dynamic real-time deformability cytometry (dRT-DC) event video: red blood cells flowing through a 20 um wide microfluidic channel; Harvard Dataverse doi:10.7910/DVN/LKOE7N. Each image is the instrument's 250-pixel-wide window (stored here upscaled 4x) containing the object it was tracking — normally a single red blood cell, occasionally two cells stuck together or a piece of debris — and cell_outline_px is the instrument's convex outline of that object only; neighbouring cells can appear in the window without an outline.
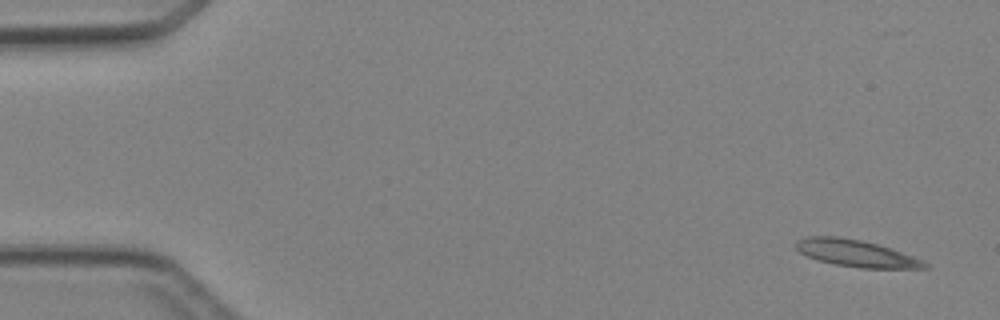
{"species": "Egyptian fruit bat (a non-hibernating species)", "species_latin": "Rousettus aegyptiacus", "temperature_condition": "cold", "stored_images_in_passage": 5, "camera_frame_rate_fps": 3000, "um_per_image_px": 0.085, "animal": {"sex": "female"}, "frame": {"image": 1, "passage_image": 1, "time_ms": 0.0, "image_size_px": [1000, 320], "cell_outline_px": [[928, 268], [860, 268], [836, 264], [820, 260], [808, 256], [800, 252], [796, 248], [796, 240], [808, 236], [836, 236], [860, 240], [876, 244], [912, 256], [928, 264]], "centroid_in_image_um": [72.73, 21.52], "position_along_channel_um": 12.3, "area_um2": 19.65}}
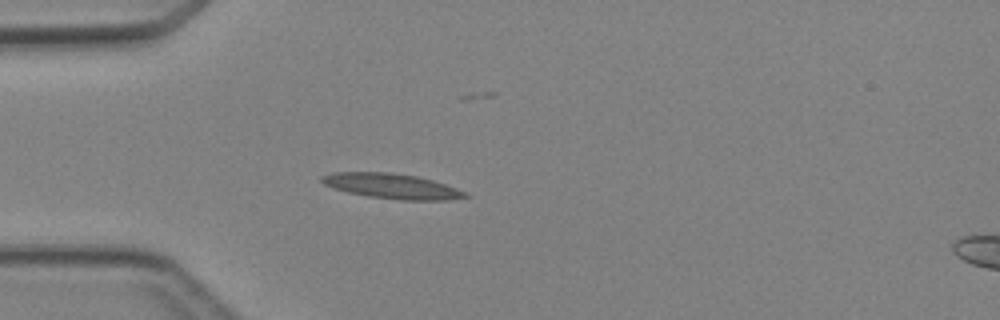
{"frame": {"image": 2, "passage_image": 4, "time_ms": 3.667, "image_size_px": [1000, 320], "cell_outline_px": [[472, 196], [448, 200], [400, 200], [368, 196], [348, 192], [324, 184], [320, 180], [320, 176], [332, 172], [392, 172], [416, 176], [432, 180], [456, 188]], "centroid_in_image_um": [33.3, 15.81], "position_along_channel_um": 51.7, "area_um2": 20.87}}